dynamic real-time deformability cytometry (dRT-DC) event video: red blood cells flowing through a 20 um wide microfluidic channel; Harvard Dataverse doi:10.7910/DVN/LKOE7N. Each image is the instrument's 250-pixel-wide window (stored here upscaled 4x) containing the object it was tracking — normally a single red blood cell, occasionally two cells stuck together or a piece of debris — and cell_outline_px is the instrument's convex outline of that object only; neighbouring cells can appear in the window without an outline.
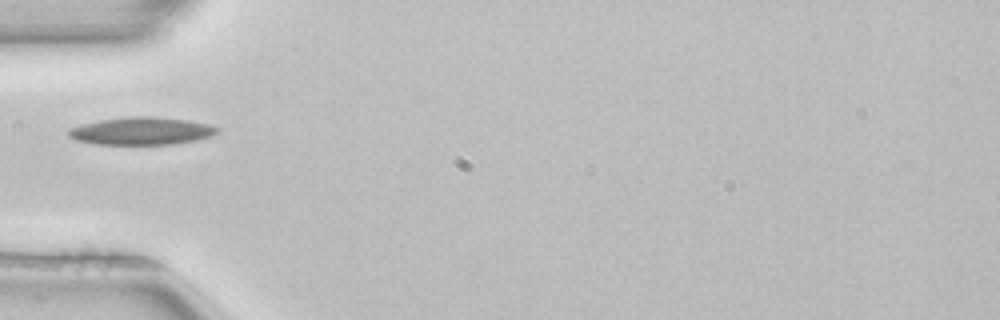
{"species": "common noctule bat (a hibernating species)", "species_latin": "Nyctalus noctula", "temperature_condition": "room temperature", "stored_images_in_passage": 1, "camera_frame_rate_fps": 3000, "um_per_image_px": 0.085, "animal": {"sex": "female", "body_mass_g": 22.7, "forearm_length_mm": 54.2}, "frame": {"image": 1, "passage_image": 1, "time_ms": 0.0, "image_size_px": [1000, 320], "cell_outline_px": [[220, 132], [212, 136], [196, 140], [172, 144], [96, 144], [76, 140], [68, 136], [68, 128], [100, 120], [132, 116], [152, 116], [188, 120], [208, 124], [220, 128]], "centroid_in_image_um": [12.06, 11.13], "position_along_channel_um": 72.9, "area_um2": 23.93}}